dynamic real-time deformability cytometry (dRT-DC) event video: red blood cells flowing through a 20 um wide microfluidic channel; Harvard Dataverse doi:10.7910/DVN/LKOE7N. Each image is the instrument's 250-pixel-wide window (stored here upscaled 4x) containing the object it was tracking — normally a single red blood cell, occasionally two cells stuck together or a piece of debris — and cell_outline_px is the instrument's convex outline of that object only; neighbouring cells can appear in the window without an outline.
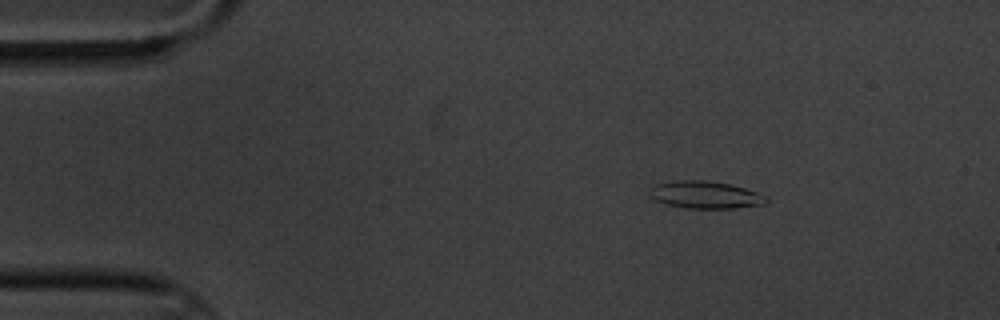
{"species": "common noctule bat (a hibernating species)", "species_latin": "Nyctalus noctula", "temperature_condition": "cold", "stored_images_in_passage": 3, "camera_frame_rate_fps": 3000, "um_per_image_px": 0.085, "animal": {"sex": "male", "body_mass_g": 20.1, "forearm_length_mm": 53.5}, "frame": {"image": 1, "passage_image": 1, "time_ms": 0.0, "image_size_px": [1000, 320], "cell_outline_px": [[768, 200], [764, 204], [732, 208], [684, 208], [668, 204], [656, 200], [648, 196], [648, 192], [656, 184], [672, 180], [704, 180], [728, 184], [744, 188], [768, 196]], "centroid_in_image_um": [59.92, 16.55], "position_along_channel_um": 25.1, "area_um2": 18.5}}